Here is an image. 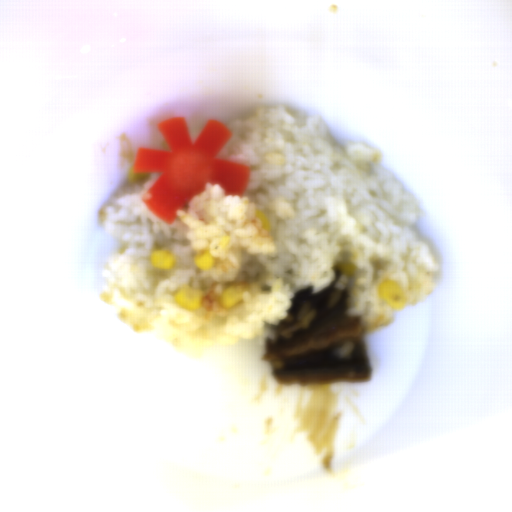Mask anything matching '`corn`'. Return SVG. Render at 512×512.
I'll use <instances>...</instances> for the list:
<instances>
[{
    "label": "corn",
    "instance_id": "obj_2",
    "mask_svg": "<svg viewBox=\"0 0 512 512\" xmlns=\"http://www.w3.org/2000/svg\"><path fill=\"white\" fill-rule=\"evenodd\" d=\"M175 300L184 310L192 312L202 308V291L194 289L191 286H184L175 293Z\"/></svg>",
    "mask_w": 512,
    "mask_h": 512
},
{
    "label": "corn",
    "instance_id": "obj_3",
    "mask_svg": "<svg viewBox=\"0 0 512 512\" xmlns=\"http://www.w3.org/2000/svg\"><path fill=\"white\" fill-rule=\"evenodd\" d=\"M250 288L247 282H236L228 286L220 298L221 306L231 308L243 300L244 293L249 292Z\"/></svg>",
    "mask_w": 512,
    "mask_h": 512
},
{
    "label": "corn",
    "instance_id": "obj_7",
    "mask_svg": "<svg viewBox=\"0 0 512 512\" xmlns=\"http://www.w3.org/2000/svg\"><path fill=\"white\" fill-rule=\"evenodd\" d=\"M128 175H129V182L131 184H136V183H140V182H143L144 180H146L149 175V172L137 173L134 171V167L131 166L128 169Z\"/></svg>",
    "mask_w": 512,
    "mask_h": 512
},
{
    "label": "corn",
    "instance_id": "obj_5",
    "mask_svg": "<svg viewBox=\"0 0 512 512\" xmlns=\"http://www.w3.org/2000/svg\"><path fill=\"white\" fill-rule=\"evenodd\" d=\"M215 263V260L211 253L206 249H201L195 253L194 267L202 271H210Z\"/></svg>",
    "mask_w": 512,
    "mask_h": 512
},
{
    "label": "corn",
    "instance_id": "obj_8",
    "mask_svg": "<svg viewBox=\"0 0 512 512\" xmlns=\"http://www.w3.org/2000/svg\"><path fill=\"white\" fill-rule=\"evenodd\" d=\"M255 217H257L260 220L262 228H264L265 230H267L269 232L271 229V226H270L268 217L258 209L255 212Z\"/></svg>",
    "mask_w": 512,
    "mask_h": 512
},
{
    "label": "corn",
    "instance_id": "obj_6",
    "mask_svg": "<svg viewBox=\"0 0 512 512\" xmlns=\"http://www.w3.org/2000/svg\"><path fill=\"white\" fill-rule=\"evenodd\" d=\"M337 270L341 271L342 274H345L347 276H352L355 274L357 267L356 264H354L351 261H343L340 263H336Z\"/></svg>",
    "mask_w": 512,
    "mask_h": 512
},
{
    "label": "corn",
    "instance_id": "obj_1",
    "mask_svg": "<svg viewBox=\"0 0 512 512\" xmlns=\"http://www.w3.org/2000/svg\"><path fill=\"white\" fill-rule=\"evenodd\" d=\"M378 293L383 302L391 309L401 310L406 306L407 300L401 288L392 280L380 283Z\"/></svg>",
    "mask_w": 512,
    "mask_h": 512
},
{
    "label": "corn",
    "instance_id": "obj_4",
    "mask_svg": "<svg viewBox=\"0 0 512 512\" xmlns=\"http://www.w3.org/2000/svg\"><path fill=\"white\" fill-rule=\"evenodd\" d=\"M152 266L156 270H167L174 268L175 260L167 250H154L150 255Z\"/></svg>",
    "mask_w": 512,
    "mask_h": 512
}]
</instances>
